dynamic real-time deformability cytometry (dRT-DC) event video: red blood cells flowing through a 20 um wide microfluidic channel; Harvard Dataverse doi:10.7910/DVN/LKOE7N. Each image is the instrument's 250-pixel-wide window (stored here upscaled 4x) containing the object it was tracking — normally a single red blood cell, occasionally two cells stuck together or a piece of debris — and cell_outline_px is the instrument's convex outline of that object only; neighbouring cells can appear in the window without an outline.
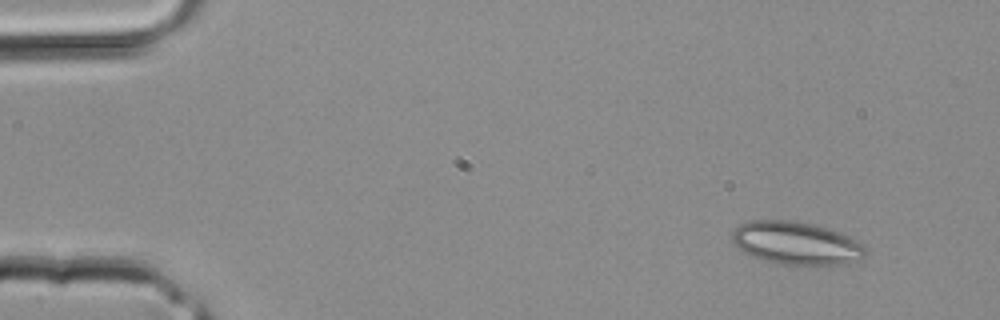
{"species": "common noctule bat (a hibernating species)", "species_latin": "Nyctalus noctula", "temperature_condition": "room temperature", "stored_images_in_passage": 3, "camera_frame_rate_fps": 3000, "um_per_image_px": 0.085, "animal": {"sex": "male", "body_mass_g": 20.4}, "frame": {"image": 1, "passage_image": 3, "time_ms": 0.667, "image_size_px": [1000, 320], "cell_outline_px": [[868, 252], [860, 260], [844, 264], [776, 264], [752, 256], [744, 252], [732, 240], [732, 232], [740, 224], [748, 220], [792, 220], [812, 224], [828, 228], [840, 232], [864, 244]], "centroid_in_image_um": [67.7, 20.66], "position_along_channel_um": 17.3, "area_um2": 33.35}}